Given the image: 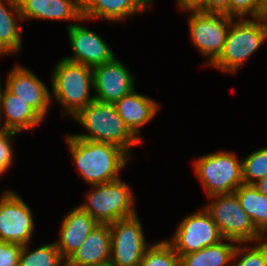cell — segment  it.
I'll use <instances>...</instances> for the list:
<instances>
[{
    "label": "cell",
    "mask_w": 267,
    "mask_h": 266,
    "mask_svg": "<svg viewBox=\"0 0 267 266\" xmlns=\"http://www.w3.org/2000/svg\"><path fill=\"white\" fill-rule=\"evenodd\" d=\"M65 140L80 172L78 177L90 185L120 179V170L130 160V155L115 144L80 139L68 133Z\"/></svg>",
    "instance_id": "6da1fadb"
},
{
    "label": "cell",
    "mask_w": 267,
    "mask_h": 266,
    "mask_svg": "<svg viewBox=\"0 0 267 266\" xmlns=\"http://www.w3.org/2000/svg\"><path fill=\"white\" fill-rule=\"evenodd\" d=\"M73 118L89 133L72 134L77 138L115 144L129 155L132 146L142 144L126 126L112 103L94 100Z\"/></svg>",
    "instance_id": "7a4b0ae2"
},
{
    "label": "cell",
    "mask_w": 267,
    "mask_h": 266,
    "mask_svg": "<svg viewBox=\"0 0 267 266\" xmlns=\"http://www.w3.org/2000/svg\"><path fill=\"white\" fill-rule=\"evenodd\" d=\"M51 86V100L59 103L62 115L74 117L95 100V96L90 95L91 88H94L93 68L83 64L62 58L54 67Z\"/></svg>",
    "instance_id": "3957f363"
},
{
    "label": "cell",
    "mask_w": 267,
    "mask_h": 266,
    "mask_svg": "<svg viewBox=\"0 0 267 266\" xmlns=\"http://www.w3.org/2000/svg\"><path fill=\"white\" fill-rule=\"evenodd\" d=\"M233 18L220 56L210 65L234 73L267 39V26L258 18Z\"/></svg>",
    "instance_id": "277c9868"
},
{
    "label": "cell",
    "mask_w": 267,
    "mask_h": 266,
    "mask_svg": "<svg viewBox=\"0 0 267 266\" xmlns=\"http://www.w3.org/2000/svg\"><path fill=\"white\" fill-rule=\"evenodd\" d=\"M91 186L86 202L79 206L99 224H110L137 214L132 188L121 178Z\"/></svg>",
    "instance_id": "5b68a950"
},
{
    "label": "cell",
    "mask_w": 267,
    "mask_h": 266,
    "mask_svg": "<svg viewBox=\"0 0 267 266\" xmlns=\"http://www.w3.org/2000/svg\"><path fill=\"white\" fill-rule=\"evenodd\" d=\"M207 196L233 193L243 182L242 161L232 152L202 155L193 163Z\"/></svg>",
    "instance_id": "8992f818"
},
{
    "label": "cell",
    "mask_w": 267,
    "mask_h": 266,
    "mask_svg": "<svg viewBox=\"0 0 267 266\" xmlns=\"http://www.w3.org/2000/svg\"><path fill=\"white\" fill-rule=\"evenodd\" d=\"M210 198L215 200L206 204L204 208L210 214L224 239H231L238 243H256L265 239L240 206L234 192L213 195Z\"/></svg>",
    "instance_id": "52a82bcc"
},
{
    "label": "cell",
    "mask_w": 267,
    "mask_h": 266,
    "mask_svg": "<svg viewBox=\"0 0 267 266\" xmlns=\"http://www.w3.org/2000/svg\"><path fill=\"white\" fill-rule=\"evenodd\" d=\"M190 12L188 28L190 39L211 65L221 54L232 17L220 13H205L195 8H183Z\"/></svg>",
    "instance_id": "ba28073f"
},
{
    "label": "cell",
    "mask_w": 267,
    "mask_h": 266,
    "mask_svg": "<svg viewBox=\"0 0 267 266\" xmlns=\"http://www.w3.org/2000/svg\"><path fill=\"white\" fill-rule=\"evenodd\" d=\"M142 228L137 214L109 224L111 232L109 266H138L149 248Z\"/></svg>",
    "instance_id": "9c48e42d"
},
{
    "label": "cell",
    "mask_w": 267,
    "mask_h": 266,
    "mask_svg": "<svg viewBox=\"0 0 267 266\" xmlns=\"http://www.w3.org/2000/svg\"><path fill=\"white\" fill-rule=\"evenodd\" d=\"M223 239L210 214L202 207V210L183 218L176 232L169 241L167 239V242L181 257L197 252L204 247L215 245Z\"/></svg>",
    "instance_id": "30bf717a"
},
{
    "label": "cell",
    "mask_w": 267,
    "mask_h": 266,
    "mask_svg": "<svg viewBox=\"0 0 267 266\" xmlns=\"http://www.w3.org/2000/svg\"><path fill=\"white\" fill-rule=\"evenodd\" d=\"M2 194L0 197V241L22 246L30 244L35 225L29 205L13 190H5Z\"/></svg>",
    "instance_id": "8fae6325"
},
{
    "label": "cell",
    "mask_w": 267,
    "mask_h": 266,
    "mask_svg": "<svg viewBox=\"0 0 267 266\" xmlns=\"http://www.w3.org/2000/svg\"><path fill=\"white\" fill-rule=\"evenodd\" d=\"M95 100L114 104L135 89V78L116 57L93 68Z\"/></svg>",
    "instance_id": "7c38bea8"
},
{
    "label": "cell",
    "mask_w": 267,
    "mask_h": 266,
    "mask_svg": "<svg viewBox=\"0 0 267 266\" xmlns=\"http://www.w3.org/2000/svg\"><path fill=\"white\" fill-rule=\"evenodd\" d=\"M67 28L73 56L64 57L65 60L94 68L116 57L99 34L78 23H72Z\"/></svg>",
    "instance_id": "4fadbf2b"
},
{
    "label": "cell",
    "mask_w": 267,
    "mask_h": 266,
    "mask_svg": "<svg viewBox=\"0 0 267 266\" xmlns=\"http://www.w3.org/2000/svg\"><path fill=\"white\" fill-rule=\"evenodd\" d=\"M6 88L33 108L43 119L51 104V93L33 72L21 65L13 67L7 76Z\"/></svg>",
    "instance_id": "5bb4252c"
},
{
    "label": "cell",
    "mask_w": 267,
    "mask_h": 266,
    "mask_svg": "<svg viewBox=\"0 0 267 266\" xmlns=\"http://www.w3.org/2000/svg\"><path fill=\"white\" fill-rule=\"evenodd\" d=\"M22 21L26 19L80 21L82 0H17Z\"/></svg>",
    "instance_id": "9a60e30c"
},
{
    "label": "cell",
    "mask_w": 267,
    "mask_h": 266,
    "mask_svg": "<svg viewBox=\"0 0 267 266\" xmlns=\"http://www.w3.org/2000/svg\"><path fill=\"white\" fill-rule=\"evenodd\" d=\"M99 223L80 206L75 207L62 220L60 238L55 241L62 258L66 261L85 242Z\"/></svg>",
    "instance_id": "2e32d148"
},
{
    "label": "cell",
    "mask_w": 267,
    "mask_h": 266,
    "mask_svg": "<svg viewBox=\"0 0 267 266\" xmlns=\"http://www.w3.org/2000/svg\"><path fill=\"white\" fill-rule=\"evenodd\" d=\"M110 254L109 224H98L80 248L66 260V266H109Z\"/></svg>",
    "instance_id": "e0dca14e"
},
{
    "label": "cell",
    "mask_w": 267,
    "mask_h": 266,
    "mask_svg": "<svg viewBox=\"0 0 267 266\" xmlns=\"http://www.w3.org/2000/svg\"><path fill=\"white\" fill-rule=\"evenodd\" d=\"M116 111L129 130L141 141L140 129L150 122L159 111V103L135 89L114 103Z\"/></svg>",
    "instance_id": "ac0fdd59"
},
{
    "label": "cell",
    "mask_w": 267,
    "mask_h": 266,
    "mask_svg": "<svg viewBox=\"0 0 267 266\" xmlns=\"http://www.w3.org/2000/svg\"><path fill=\"white\" fill-rule=\"evenodd\" d=\"M148 8L144 0H82V15L87 22L98 18L121 22Z\"/></svg>",
    "instance_id": "d6986e66"
},
{
    "label": "cell",
    "mask_w": 267,
    "mask_h": 266,
    "mask_svg": "<svg viewBox=\"0 0 267 266\" xmlns=\"http://www.w3.org/2000/svg\"><path fill=\"white\" fill-rule=\"evenodd\" d=\"M2 119H4V125ZM43 120L33 108L21 99L16 98L5 86L0 113L1 130H11L19 133L23 130L34 129Z\"/></svg>",
    "instance_id": "ffe728a7"
},
{
    "label": "cell",
    "mask_w": 267,
    "mask_h": 266,
    "mask_svg": "<svg viewBox=\"0 0 267 266\" xmlns=\"http://www.w3.org/2000/svg\"><path fill=\"white\" fill-rule=\"evenodd\" d=\"M22 21L17 0H0V56L20 51Z\"/></svg>",
    "instance_id": "44dd1931"
},
{
    "label": "cell",
    "mask_w": 267,
    "mask_h": 266,
    "mask_svg": "<svg viewBox=\"0 0 267 266\" xmlns=\"http://www.w3.org/2000/svg\"><path fill=\"white\" fill-rule=\"evenodd\" d=\"M237 244L234 240L223 239L215 245L182 255L180 266H231Z\"/></svg>",
    "instance_id": "7402d4cb"
},
{
    "label": "cell",
    "mask_w": 267,
    "mask_h": 266,
    "mask_svg": "<svg viewBox=\"0 0 267 266\" xmlns=\"http://www.w3.org/2000/svg\"><path fill=\"white\" fill-rule=\"evenodd\" d=\"M234 193L255 228L267 238V197L254 185L242 184Z\"/></svg>",
    "instance_id": "603a6c76"
},
{
    "label": "cell",
    "mask_w": 267,
    "mask_h": 266,
    "mask_svg": "<svg viewBox=\"0 0 267 266\" xmlns=\"http://www.w3.org/2000/svg\"><path fill=\"white\" fill-rule=\"evenodd\" d=\"M28 246H22L18 266H66L55 242L44 244L33 251H29Z\"/></svg>",
    "instance_id": "cb8c5ba5"
},
{
    "label": "cell",
    "mask_w": 267,
    "mask_h": 266,
    "mask_svg": "<svg viewBox=\"0 0 267 266\" xmlns=\"http://www.w3.org/2000/svg\"><path fill=\"white\" fill-rule=\"evenodd\" d=\"M138 266H180V257L167 240L153 243Z\"/></svg>",
    "instance_id": "d4e9b609"
},
{
    "label": "cell",
    "mask_w": 267,
    "mask_h": 266,
    "mask_svg": "<svg viewBox=\"0 0 267 266\" xmlns=\"http://www.w3.org/2000/svg\"><path fill=\"white\" fill-rule=\"evenodd\" d=\"M241 161L244 184L254 185L267 177V147L253 151Z\"/></svg>",
    "instance_id": "484cf974"
},
{
    "label": "cell",
    "mask_w": 267,
    "mask_h": 266,
    "mask_svg": "<svg viewBox=\"0 0 267 266\" xmlns=\"http://www.w3.org/2000/svg\"><path fill=\"white\" fill-rule=\"evenodd\" d=\"M242 244L245 243H240V246L237 244L231 266H267V238L256 242L253 247ZM239 255L240 259L237 261Z\"/></svg>",
    "instance_id": "4316f807"
},
{
    "label": "cell",
    "mask_w": 267,
    "mask_h": 266,
    "mask_svg": "<svg viewBox=\"0 0 267 266\" xmlns=\"http://www.w3.org/2000/svg\"><path fill=\"white\" fill-rule=\"evenodd\" d=\"M263 0H230L229 17L245 18L252 16L258 18Z\"/></svg>",
    "instance_id": "83f0119b"
},
{
    "label": "cell",
    "mask_w": 267,
    "mask_h": 266,
    "mask_svg": "<svg viewBox=\"0 0 267 266\" xmlns=\"http://www.w3.org/2000/svg\"><path fill=\"white\" fill-rule=\"evenodd\" d=\"M21 244L0 241V266H18Z\"/></svg>",
    "instance_id": "f1b7e54d"
},
{
    "label": "cell",
    "mask_w": 267,
    "mask_h": 266,
    "mask_svg": "<svg viewBox=\"0 0 267 266\" xmlns=\"http://www.w3.org/2000/svg\"><path fill=\"white\" fill-rule=\"evenodd\" d=\"M18 132L0 129V157H3V165L9 170L13 163L12 138Z\"/></svg>",
    "instance_id": "f546056e"
},
{
    "label": "cell",
    "mask_w": 267,
    "mask_h": 266,
    "mask_svg": "<svg viewBox=\"0 0 267 266\" xmlns=\"http://www.w3.org/2000/svg\"><path fill=\"white\" fill-rule=\"evenodd\" d=\"M230 0H200L193 8L205 13H220L229 16Z\"/></svg>",
    "instance_id": "4dcf8cb0"
},
{
    "label": "cell",
    "mask_w": 267,
    "mask_h": 266,
    "mask_svg": "<svg viewBox=\"0 0 267 266\" xmlns=\"http://www.w3.org/2000/svg\"><path fill=\"white\" fill-rule=\"evenodd\" d=\"M200 0H176L179 9L193 8Z\"/></svg>",
    "instance_id": "1f68e13d"
},
{
    "label": "cell",
    "mask_w": 267,
    "mask_h": 266,
    "mask_svg": "<svg viewBox=\"0 0 267 266\" xmlns=\"http://www.w3.org/2000/svg\"><path fill=\"white\" fill-rule=\"evenodd\" d=\"M254 186L267 197V177L259 180Z\"/></svg>",
    "instance_id": "d6a6232c"
},
{
    "label": "cell",
    "mask_w": 267,
    "mask_h": 266,
    "mask_svg": "<svg viewBox=\"0 0 267 266\" xmlns=\"http://www.w3.org/2000/svg\"><path fill=\"white\" fill-rule=\"evenodd\" d=\"M258 19L261 20L267 26V0H263Z\"/></svg>",
    "instance_id": "836d02e7"
},
{
    "label": "cell",
    "mask_w": 267,
    "mask_h": 266,
    "mask_svg": "<svg viewBox=\"0 0 267 266\" xmlns=\"http://www.w3.org/2000/svg\"><path fill=\"white\" fill-rule=\"evenodd\" d=\"M7 168L3 165V157H0V176L7 172Z\"/></svg>",
    "instance_id": "e575fe53"
},
{
    "label": "cell",
    "mask_w": 267,
    "mask_h": 266,
    "mask_svg": "<svg viewBox=\"0 0 267 266\" xmlns=\"http://www.w3.org/2000/svg\"><path fill=\"white\" fill-rule=\"evenodd\" d=\"M4 90L1 88V81H0V113H1V107H2V97H3Z\"/></svg>",
    "instance_id": "d590c367"
},
{
    "label": "cell",
    "mask_w": 267,
    "mask_h": 266,
    "mask_svg": "<svg viewBox=\"0 0 267 266\" xmlns=\"http://www.w3.org/2000/svg\"><path fill=\"white\" fill-rule=\"evenodd\" d=\"M146 2V4L151 7V3L154 2L153 0H144Z\"/></svg>",
    "instance_id": "8d00e7d4"
}]
</instances>
